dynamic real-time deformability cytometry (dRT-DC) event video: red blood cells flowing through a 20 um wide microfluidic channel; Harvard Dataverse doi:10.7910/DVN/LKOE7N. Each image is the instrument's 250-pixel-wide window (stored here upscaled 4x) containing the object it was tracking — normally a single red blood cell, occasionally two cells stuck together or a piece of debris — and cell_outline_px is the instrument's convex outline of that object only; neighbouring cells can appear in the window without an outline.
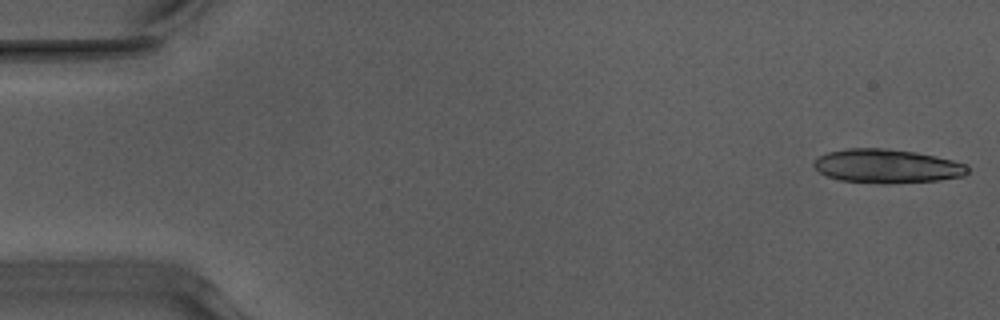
{"species": "Egyptian fruit bat (a non-hibernating species)", "species_latin": "Rousettus aegyptiacus", "temperature_condition": "warm", "stored_images_in_passage": 5, "camera_frame_rate_fps": 3000, "um_per_image_px": 0.085, "animal": {"sex": "male"}, "frame": {"image": 1, "passage_image": 1, "time_ms": 0.0, "image_size_px": [1000, 320], "cell_outline_px": [[968, 172], [964, 176], [940, 180], [888, 184], [880, 184], [840, 180], [828, 176], [820, 172], [812, 164], [820, 156], [828, 152], [848, 148], [880, 148], [916, 152], [936, 156], [968, 164]], "centroid_in_image_um": [75.43, 14.13], "position_along_channel_um": 9.6, "area_um2": 30.4}}